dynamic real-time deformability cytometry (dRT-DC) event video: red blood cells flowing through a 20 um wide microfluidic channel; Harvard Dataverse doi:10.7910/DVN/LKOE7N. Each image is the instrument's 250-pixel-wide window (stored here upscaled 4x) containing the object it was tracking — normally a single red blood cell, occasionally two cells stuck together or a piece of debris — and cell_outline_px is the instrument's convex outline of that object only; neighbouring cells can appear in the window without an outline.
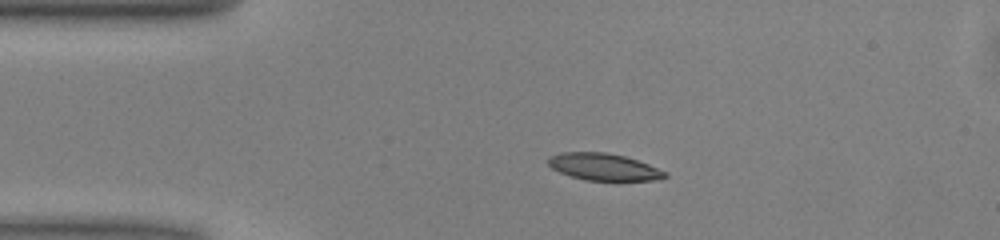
{"species": "common noctule bat (a hibernating species)", "species_latin": "Nyctalus noctula", "temperature_condition": "warm", "stored_images_in_passage": 41, "camera_frame_rate_fps": 3000, "um_per_image_px": 0.085, "animal": {"sex": "male", "body_mass_g": 13.0, "forearm_length_mm": 53.1}, "frame": {"image": 1, "passage_image": 1, "time_ms": 0.0, "image_size_px": [1000, 240], "cell_outline_px": [[668, 176], [652, 180], [584, 180], [560, 172], [552, 168], [544, 160], [548, 156], [560, 152], [604, 152], [624, 156], [648, 164], [668, 172]], "centroid_in_image_um": [51.26, 14.17], "position_along_channel_um": 33.7, "area_um2": 18.32}}
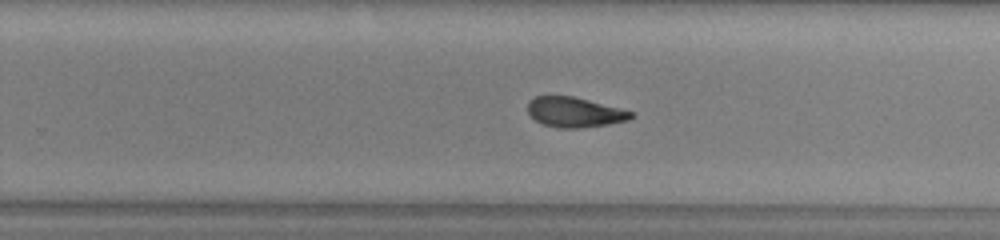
{"frame": {"image": 2, "passage_image": 22, "time_ms": 7.0, "image_size_px": [1000, 240], "cell_outline_px": [[636, 116], [628, 120], [608, 124], [580, 128], [560, 128], [544, 124], [536, 120], [528, 112], [528, 100], [536, 96], [572, 96], [636, 112]], "centroid_in_image_um": [48.88, 9.53], "position_along_channel_um": 280.9, "area_um2": 18.03}}
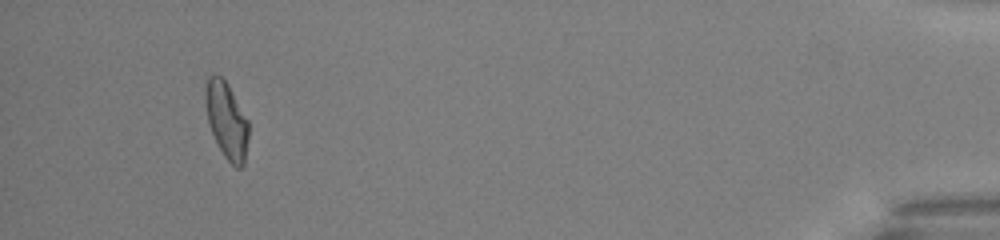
{"frame": {"image": 3, "passage_image": 38, "time_ms": 12.333, "image_size_px": [1000, 240], "cell_outline_px": [[248, 136], [244, 164], [240, 168], [236, 168], [224, 156], [208, 124], [204, 100], [204, 88], [208, 76], [216, 72], [228, 84], [248, 120]], "centroid_in_image_um": [19.23, 10.17], "position_along_channel_um": 416.0, "area_um2": 19.31}, "authors_computed_cell_mechanics": {"area_um2": 18.9006, "velocity_mm_per_s": 4.0207, "shape_relaxation_time_tau1_ms": 7.959, "shape_relaxation_time_tau2_ms": 3.2661, "deformation_change_tau1": 0.2067, "deformation_change_tau2": 0.105}}